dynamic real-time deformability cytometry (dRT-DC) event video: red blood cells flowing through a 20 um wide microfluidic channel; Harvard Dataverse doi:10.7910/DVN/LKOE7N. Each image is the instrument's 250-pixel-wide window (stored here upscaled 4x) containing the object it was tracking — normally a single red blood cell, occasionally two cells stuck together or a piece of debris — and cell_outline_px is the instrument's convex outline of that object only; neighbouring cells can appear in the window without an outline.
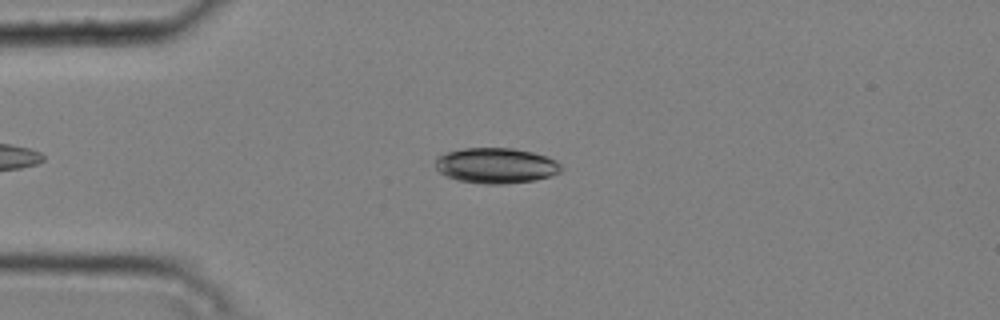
{"species": "common noctule bat (a hibernating species)", "species_latin": "Nyctalus noctula", "temperature_condition": "cold", "stored_images_in_passage": 3, "camera_frame_rate_fps": 3000, "um_per_image_px": 0.085, "animal": {"sex": "male", "body_mass_g": 20.4}, "frame": {"image": 1, "passage_image": 3, "time_ms": 0.667, "image_size_px": [1000, 320], "cell_outline_px": [[564, 168], [560, 172], [552, 176], [536, 180], [504, 184], [484, 184], [456, 180], [444, 176], [436, 168], [436, 156], [444, 152], [464, 148], [512, 148], [532, 152], [548, 156], [556, 160]], "centroid_in_image_um": [42.16, 14.07], "position_along_channel_um": 42.8, "area_um2": 26.41}}